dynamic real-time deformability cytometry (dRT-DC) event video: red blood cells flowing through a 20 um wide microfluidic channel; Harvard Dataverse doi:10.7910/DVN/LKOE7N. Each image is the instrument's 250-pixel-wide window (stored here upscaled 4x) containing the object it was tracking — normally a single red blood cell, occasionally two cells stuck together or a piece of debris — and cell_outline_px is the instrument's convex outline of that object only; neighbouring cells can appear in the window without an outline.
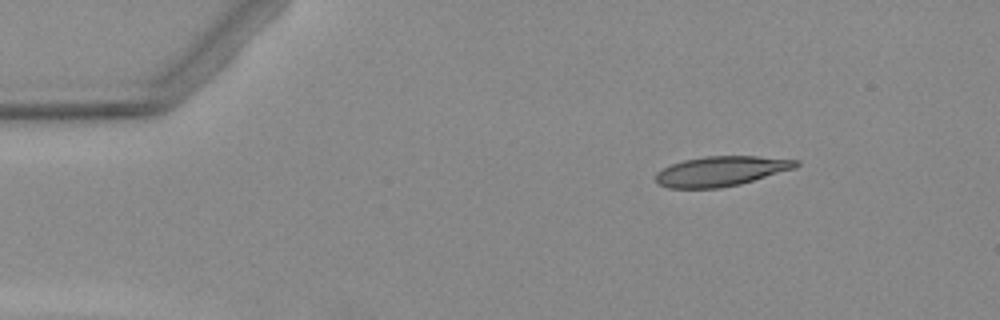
{"species": "Egyptian fruit bat (a non-hibernating species)", "species_latin": "Rousettus aegyptiacus", "temperature_condition": "warm", "stored_images_in_passage": 3, "camera_frame_rate_fps": 3000, "um_per_image_px": 0.085, "animal": {"sex": "female"}, "frame": {"image": 1, "passage_image": 2, "time_ms": 1.0, "image_size_px": [1000, 320], "cell_outline_px": [[800, 164], [796, 168], [740, 184], [720, 188], [668, 188], [660, 184], [656, 180], [656, 172], [672, 164], [684, 160], [704, 156], [756, 156], [800, 160]], "centroid_in_image_um": [61.32, 14.54], "position_along_channel_um": 23.7, "area_um2": 24.39}}